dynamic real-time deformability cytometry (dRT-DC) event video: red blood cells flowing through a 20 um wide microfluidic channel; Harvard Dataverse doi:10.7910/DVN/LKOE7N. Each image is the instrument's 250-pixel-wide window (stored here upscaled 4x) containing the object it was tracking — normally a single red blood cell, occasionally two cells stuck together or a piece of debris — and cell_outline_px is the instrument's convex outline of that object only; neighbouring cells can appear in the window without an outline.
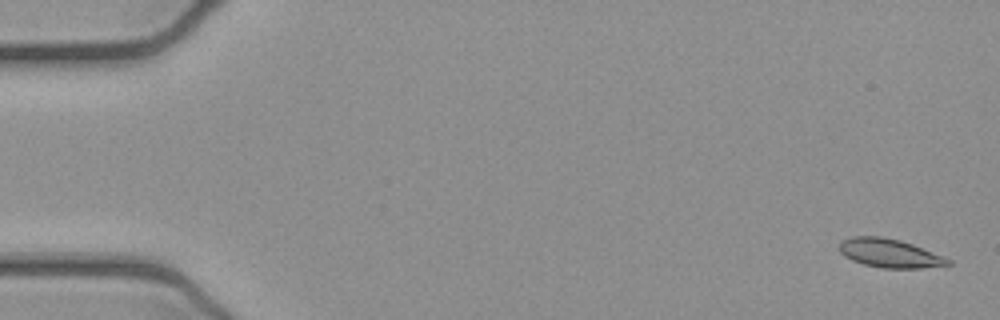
{"species": "common noctule bat (a hibernating species)", "species_latin": "Nyctalus noctula", "temperature_condition": "cold", "stored_images_in_passage": 52, "camera_frame_rate_fps": 3000, "um_per_image_px": 0.085, "animal": {"sex": "female", "body_mass_g": 21.9}, "frame": {"image": 1, "passage_image": 1, "time_ms": 0.0, "image_size_px": [1000, 320], "cell_outline_px": [[952, 264], [920, 268], [884, 268], [864, 264], [852, 260], [844, 256], [840, 252], [840, 240], [852, 236], [880, 236], [900, 240], [912, 244], [944, 256], [952, 260]], "centroid_in_image_um": [75.61, 21.51], "position_along_channel_um": 9.4, "area_um2": 18.15}}
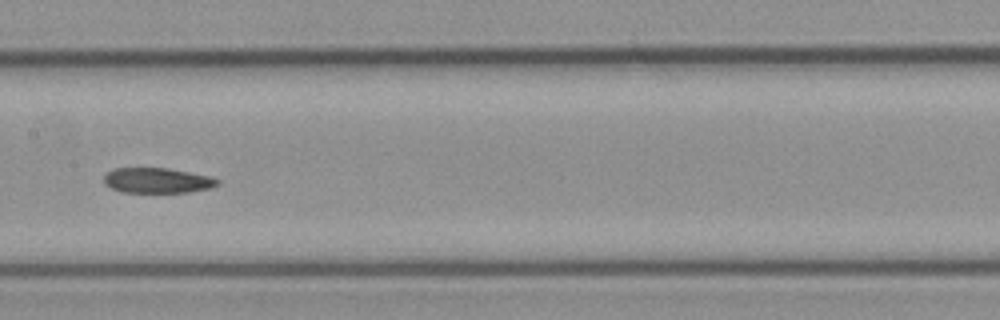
{"frame": {"image": 2, "passage_image": 26, "time_ms": 8.333, "image_size_px": [1000, 320], "cell_outline_px": [[220, 184], [212, 188], [188, 192], [120, 192], [104, 184], [104, 176], [112, 168], [168, 168], [212, 176], [220, 180]], "centroid_in_image_um": [13.4, 15.33], "position_along_channel_um": 194.0, "area_um2": 16.88}}
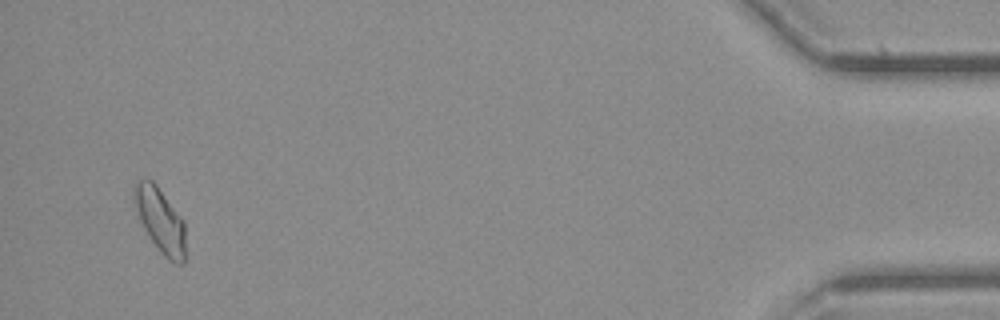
{"frame": {"image": 3, "passage_image": 50, "time_ms": 16.333, "image_size_px": [1000, 320], "cell_outline_px": [[184, 264], [176, 264], [168, 260], [160, 252], [148, 236], [140, 220], [132, 196], [132, 184], [136, 180], [152, 180], [156, 184], [184, 220]], "centroid_in_image_um": [13.59, 18.7], "position_along_channel_um": 421.6, "area_um2": 19.36}, "authors_computed_cell_mechanics": {"area_um2": 18.2359, "velocity_mm_per_s": 3.8849, "shape_relaxation_time_tau1_ms": 8.6166, "shape_relaxation_time_tau2_ms": 6.0821, "deformation_change_tau1": 0.1647, "deformation_change_tau2": 0.1124}}